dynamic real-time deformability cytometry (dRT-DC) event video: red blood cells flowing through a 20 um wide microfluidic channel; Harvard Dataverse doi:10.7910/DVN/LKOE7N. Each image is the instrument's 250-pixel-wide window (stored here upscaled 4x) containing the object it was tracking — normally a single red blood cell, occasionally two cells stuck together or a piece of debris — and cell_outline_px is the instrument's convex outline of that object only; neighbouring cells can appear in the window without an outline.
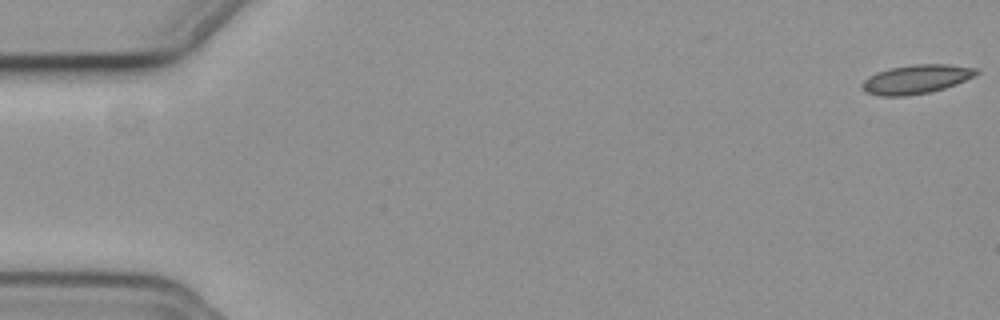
{"species": "common noctule bat (a hibernating species)", "species_latin": "Nyctalus noctula", "temperature_condition": "cold", "stored_images_in_passage": 56, "camera_frame_rate_fps": 3000, "um_per_image_px": 0.085, "animal": {"sex": "female", "body_mass_g": 19.3, "forearm_length_mm": 54.1}, "frame": {"image": 1, "passage_image": 1, "time_ms": 0.0, "image_size_px": [1000, 320], "cell_outline_px": [[980, 72], [956, 84], [944, 88], [928, 92], [904, 96], [880, 96], [864, 92], [860, 88], [860, 84], [868, 76], [876, 72], [888, 68], [912, 64], [948, 64], [980, 68]], "centroid_in_image_um": [77.83, 6.72], "position_along_channel_um": 7.2, "area_um2": 19.48}}
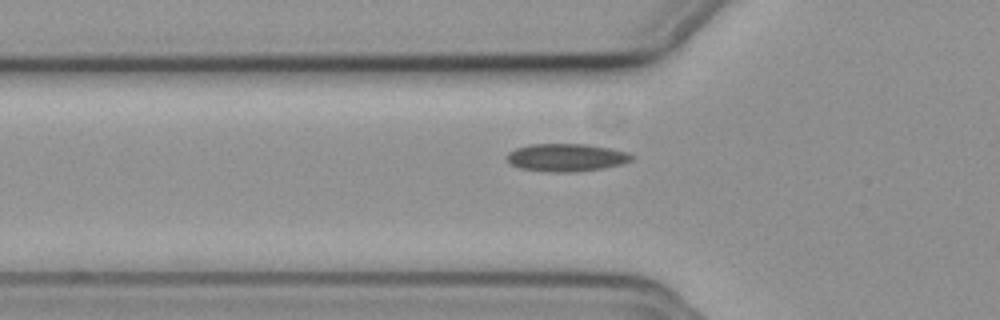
{"frame": {"image": 2, "passage_image": 19, "time_ms": 6.0, "image_size_px": [1000, 320], "cell_outline_px": [[636, 156], [632, 160], [620, 164], [604, 168], [576, 172], [544, 172], [520, 168], [512, 164], [508, 160], [508, 152], [516, 148], [528, 144], [588, 144], [612, 148], [628, 152]], "centroid_in_image_um": [48.17, 13.38], "position_along_channel_um": 77.6, "area_um2": 20.4}}
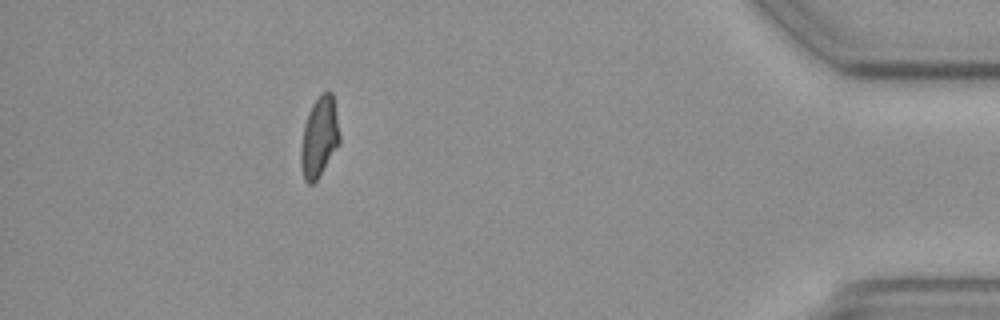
{"frame": {"image": 3, "passage_image": 50, "time_ms": 16.333, "image_size_px": [1000, 320], "cell_outline_px": [[340, 144], [316, 180], [312, 184], [308, 184], [304, 180], [300, 164], [300, 148], [304, 124], [308, 112], [312, 104], [320, 92], [332, 92], [340, 136]], "centroid_in_image_um": [27.12, 11.65], "position_along_channel_um": 408.1, "area_um2": 18.21}, "authors_computed_cell_mechanics": {"area_um2": 18.9006, "velocity_mm_per_s": 3.7573, "shape_relaxation_time_tau1_ms": null, "shape_relaxation_time_tau2_ms": 6.0246, "deformation_change_tau1": null, "deformation_change_tau2": 0.1044}}